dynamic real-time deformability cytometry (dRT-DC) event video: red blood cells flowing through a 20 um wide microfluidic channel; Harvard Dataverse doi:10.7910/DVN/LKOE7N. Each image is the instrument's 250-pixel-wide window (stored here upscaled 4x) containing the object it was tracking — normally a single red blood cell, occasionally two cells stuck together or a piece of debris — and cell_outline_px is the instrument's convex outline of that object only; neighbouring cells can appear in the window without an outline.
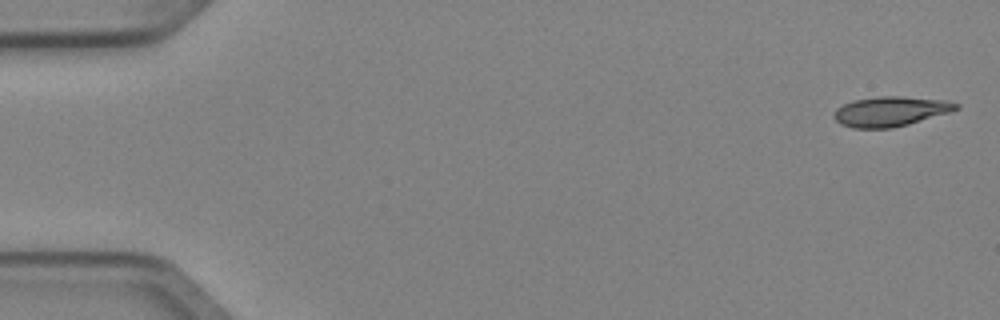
{"species": "Egyptian fruit bat (a non-hibernating species)", "species_latin": "Rousettus aegyptiacus", "temperature_condition": "cold", "stored_images_in_passage": 5, "camera_frame_rate_fps": 3000, "um_per_image_px": 0.085, "animal": {"sex": "female"}, "frame": {"image": 1, "passage_image": 1, "time_ms": 0.0, "image_size_px": [1000, 320], "cell_outline_px": [[960, 108], [948, 112], [908, 124], [892, 128], [852, 128], [840, 124], [832, 116], [836, 108], [844, 104], [856, 100], [880, 96], [900, 96], [944, 100], [960, 104]], "centroid_in_image_um": [75.66, 9.47], "position_along_channel_um": 9.3, "area_um2": 21.04}}